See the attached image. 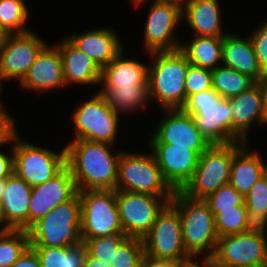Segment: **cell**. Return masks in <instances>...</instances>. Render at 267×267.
Returning <instances> with one entry per match:
<instances>
[{"label": "cell", "mask_w": 267, "mask_h": 267, "mask_svg": "<svg viewBox=\"0 0 267 267\" xmlns=\"http://www.w3.org/2000/svg\"><path fill=\"white\" fill-rule=\"evenodd\" d=\"M152 2L145 23L144 47L148 53L179 50L181 42L173 34L182 21V8L173 3Z\"/></svg>", "instance_id": "obj_13"}, {"label": "cell", "mask_w": 267, "mask_h": 267, "mask_svg": "<svg viewBox=\"0 0 267 267\" xmlns=\"http://www.w3.org/2000/svg\"><path fill=\"white\" fill-rule=\"evenodd\" d=\"M165 181L174 191H181L192 178L199 155L192 149L173 144H148Z\"/></svg>", "instance_id": "obj_17"}, {"label": "cell", "mask_w": 267, "mask_h": 267, "mask_svg": "<svg viewBox=\"0 0 267 267\" xmlns=\"http://www.w3.org/2000/svg\"><path fill=\"white\" fill-rule=\"evenodd\" d=\"M9 156L0 151V179H6L14 172L13 167V143Z\"/></svg>", "instance_id": "obj_44"}, {"label": "cell", "mask_w": 267, "mask_h": 267, "mask_svg": "<svg viewBox=\"0 0 267 267\" xmlns=\"http://www.w3.org/2000/svg\"><path fill=\"white\" fill-rule=\"evenodd\" d=\"M8 33L0 26V50L4 46Z\"/></svg>", "instance_id": "obj_51"}, {"label": "cell", "mask_w": 267, "mask_h": 267, "mask_svg": "<svg viewBox=\"0 0 267 267\" xmlns=\"http://www.w3.org/2000/svg\"><path fill=\"white\" fill-rule=\"evenodd\" d=\"M30 247L27 230L12 229L0 234V267H11Z\"/></svg>", "instance_id": "obj_34"}, {"label": "cell", "mask_w": 267, "mask_h": 267, "mask_svg": "<svg viewBox=\"0 0 267 267\" xmlns=\"http://www.w3.org/2000/svg\"><path fill=\"white\" fill-rule=\"evenodd\" d=\"M192 116L210 145L240 142L233 135V116L227 99L221 98L216 106L202 107Z\"/></svg>", "instance_id": "obj_19"}, {"label": "cell", "mask_w": 267, "mask_h": 267, "mask_svg": "<svg viewBox=\"0 0 267 267\" xmlns=\"http://www.w3.org/2000/svg\"><path fill=\"white\" fill-rule=\"evenodd\" d=\"M19 83L24 90L39 93L65 86L63 61L59 49L55 45H46Z\"/></svg>", "instance_id": "obj_18"}, {"label": "cell", "mask_w": 267, "mask_h": 267, "mask_svg": "<svg viewBox=\"0 0 267 267\" xmlns=\"http://www.w3.org/2000/svg\"><path fill=\"white\" fill-rule=\"evenodd\" d=\"M3 81V79L0 77V94H1V86H2V82ZM1 99V98H0ZM2 102H1V100H0V111H4V109H2L3 107H2V104H1Z\"/></svg>", "instance_id": "obj_54"}, {"label": "cell", "mask_w": 267, "mask_h": 267, "mask_svg": "<svg viewBox=\"0 0 267 267\" xmlns=\"http://www.w3.org/2000/svg\"><path fill=\"white\" fill-rule=\"evenodd\" d=\"M66 145V165L72 172L78 192L116 190L121 152L111 153L113 144L73 139Z\"/></svg>", "instance_id": "obj_1"}, {"label": "cell", "mask_w": 267, "mask_h": 267, "mask_svg": "<svg viewBox=\"0 0 267 267\" xmlns=\"http://www.w3.org/2000/svg\"><path fill=\"white\" fill-rule=\"evenodd\" d=\"M55 46L62 57L63 76L67 85H100L102 69L92 58L80 51L66 37Z\"/></svg>", "instance_id": "obj_22"}, {"label": "cell", "mask_w": 267, "mask_h": 267, "mask_svg": "<svg viewBox=\"0 0 267 267\" xmlns=\"http://www.w3.org/2000/svg\"><path fill=\"white\" fill-rule=\"evenodd\" d=\"M214 219L218 237L245 233L255 227L249 219L245 202L233 209L222 210Z\"/></svg>", "instance_id": "obj_32"}, {"label": "cell", "mask_w": 267, "mask_h": 267, "mask_svg": "<svg viewBox=\"0 0 267 267\" xmlns=\"http://www.w3.org/2000/svg\"><path fill=\"white\" fill-rule=\"evenodd\" d=\"M182 18L195 36L223 37L218 0H189L182 8ZM223 32V33H222ZM224 34V35H223Z\"/></svg>", "instance_id": "obj_25"}, {"label": "cell", "mask_w": 267, "mask_h": 267, "mask_svg": "<svg viewBox=\"0 0 267 267\" xmlns=\"http://www.w3.org/2000/svg\"><path fill=\"white\" fill-rule=\"evenodd\" d=\"M81 199V237L124 234L116 202V190H84Z\"/></svg>", "instance_id": "obj_7"}, {"label": "cell", "mask_w": 267, "mask_h": 267, "mask_svg": "<svg viewBox=\"0 0 267 267\" xmlns=\"http://www.w3.org/2000/svg\"><path fill=\"white\" fill-rule=\"evenodd\" d=\"M164 111L167 116L160 120L149 138V144L187 147L199 156L211 146L197 128L192 115L183 109H164Z\"/></svg>", "instance_id": "obj_14"}, {"label": "cell", "mask_w": 267, "mask_h": 267, "mask_svg": "<svg viewBox=\"0 0 267 267\" xmlns=\"http://www.w3.org/2000/svg\"><path fill=\"white\" fill-rule=\"evenodd\" d=\"M244 144L211 145L199 156L192 178L180 192L191 199L204 200L229 184L233 156Z\"/></svg>", "instance_id": "obj_5"}, {"label": "cell", "mask_w": 267, "mask_h": 267, "mask_svg": "<svg viewBox=\"0 0 267 267\" xmlns=\"http://www.w3.org/2000/svg\"><path fill=\"white\" fill-rule=\"evenodd\" d=\"M32 188L14 172L5 179V189L1 201L6 223L12 229L28 230Z\"/></svg>", "instance_id": "obj_23"}, {"label": "cell", "mask_w": 267, "mask_h": 267, "mask_svg": "<svg viewBox=\"0 0 267 267\" xmlns=\"http://www.w3.org/2000/svg\"><path fill=\"white\" fill-rule=\"evenodd\" d=\"M140 267H177L176 260L157 259L144 255Z\"/></svg>", "instance_id": "obj_45"}, {"label": "cell", "mask_w": 267, "mask_h": 267, "mask_svg": "<svg viewBox=\"0 0 267 267\" xmlns=\"http://www.w3.org/2000/svg\"><path fill=\"white\" fill-rule=\"evenodd\" d=\"M161 2L173 3L178 5L179 7L183 8L189 0H158Z\"/></svg>", "instance_id": "obj_50"}, {"label": "cell", "mask_w": 267, "mask_h": 267, "mask_svg": "<svg viewBox=\"0 0 267 267\" xmlns=\"http://www.w3.org/2000/svg\"><path fill=\"white\" fill-rule=\"evenodd\" d=\"M255 83L259 87L263 107L267 113V69L262 71L261 77Z\"/></svg>", "instance_id": "obj_47"}, {"label": "cell", "mask_w": 267, "mask_h": 267, "mask_svg": "<svg viewBox=\"0 0 267 267\" xmlns=\"http://www.w3.org/2000/svg\"><path fill=\"white\" fill-rule=\"evenodd\" d=\"M47 44L34 32L8 34L0 50V77L20 82Z\"/></svg>", "instance_id": "obj_15"}, {"label": "cell", "mask_w": 267, "mask_h": 267, "mask_svg": "<svg viewBox=\"0 0 267 267\" xmlns=\"http://www.w3.org/2000/svg\"><path fill=\"white\" fill-rule=\"evenodd\" d=\"M119 114L108 104L105 97L97 91L85 103H81L72 113L75 125V139L91 142H116L119 127ZM115 141V142H114Z\"/></svg>", "instance_id": "obj_9"}, {"label": "cell", "mask_w": 267, "mask_h": 267, "mask_svg": "<svg viewBox=\"0 0 267 267\" xmlns=\"http://www.w3.org/2000/svg\"><path fill=\"white\" fill-rule=\"evenodd\" d=\"M258 64L263 70L267 69V20L250 34Z\"/></svg>", "instance_id": "obj_41"}, {"label": "cell", "mask_w": 267, "mask_h": 267, "mask_svg": "<svg viewBox=\"0 0 267 267\" xmlns=\"http://www.w3.org/2000/svg\"><path fill=\"white\" fill-rule=\"evenodd\" d=\"M179 50L190 64L213 70L222 65L223 37L194 36L191 43L182 42Z\"/></svg>", "instance_id": "obj_28"}, {"label": "cell", "mask_w": 267, "mask_h": 267, "mask_svg": "<svg viewBox=\"0 0 267 267\" xmlns=\"http://www.w3.org/2000/svg\"><path fill=\"white\" fill-rule=\"evenodd\" d=\"M122 50L102 69L100 85L102 88L133 87L148 85V66L144 63L125 59Z\"/></svg>", "instance_id": "obj_26"}, {"label": "cell", "mask_w": 267, "mask_h": 267, "mask_svg": "<svg viewBox=\"0 0 267 267\" xmlns=\"http://www.w3.org/2000/svg\"><path fill=\"white\" fill-rule=\"evenodd\" d=\"M250 221L255 227L267 226V176L258 179L244 197Z\"/></svg>", "instance_id": "obj_35"}, {"label": "cell", "mask_w": 267, "mask_h": 267, "mask_svg": "<svg viewBox=\"0 0 267 267\" xmlns=\"http://www.w3.org/2000/svg\"><path fill=\"white\" fill-rule=\"evenodd\" d=\"M172 197L116 190V202L124 234L143 238Z\"/></svg>", "instance_id": "obj_11"}, {"label": "cell", "mask_w": 267, "mask_h": 267, "mask_svg": "<svg viewBox=\"0 0 267 267\" xmlns=\"http://www.w3.org/2000/svg\"><path fill=\"white\" fill-rule=\"evenodd\" d=\"M222 97L212 88L191 95L182 108L189 115H193L198 109L208 106H216Z\"/></svg>", "instance_id": "obj_40"}, {"label": "cell", "mask_w": 267, "mask_h": 267, "mask_svg": "<svg viewBox=\"0 0 267 267\" xmlns=\"http://www.w3.org/2000/svg\"><path fill=\"white\" fill-rule=\"evenodd\" d=\"M142 240L144 253L149 257L176 261L189 257L183 243L181 218L171 203L158 214Z\"/></svg>", "instance_id": "obj_12"}, {"label": "cell", "mask_w": 267, "mask_h": 267, "mask_svg": "<svg viewBox=\"0 0 267 267\" xmlns=\"http://www.w3.org/2000/svg\"><path fill=\"white\" fill-rule=\"evenodd\" d=\"M4 224H6V225H4ZM2 225H3V227H2ZM0 226L2 227L1 228L2 232L12 230V228L9 225H7V223H6L5 214H4V210H3V204H2L1 199H0Z\"/></svg>", "instance_id": "obj_49"}, {"label": "cell", "mask_w": 267, "mask_h": 267, "mask_svg": "<svg viewBox=\"0 0 267 267\" xmlns=\"http://www.w3.org/2000/svg\"><path fill=\"white\" fill-rule=\"evenodd\" d=\"M266 227L219 237L213 260L216 267H246L267 263Z\"/></svg>", "instance_id": "obj_10"}, {"label": "cell", "mask_w": 267, "mask_h": 267, "mask_svg": "<svg viewBox=\"0 0 267 267\" xmlns=\"http://www.w3.org/2000/svg\"><path fill=\"white\" fill-rule=\"evenodd\" d=\"M148 65L149 100L162 110L182 109L186 104L185 79L190 62L180 51L152 52Z\"/></svg>", "instance_id": "obj_2"}, {"label": "cell", "mask_w": 267, "mask_h": 267, "mask_svg": "<svg viewBox=\"0 0 267 267\" xmlns=\"http://www.w3.org/2000/svg\"><path fill=\"white\" fill-rule=\"evenodd\" d=\"M5 189V179H0V199H2Z\"/></svg>", "instance_id": "obj_52"}, {"label": "cell", "mask_w": 267, "mask_h": 267, "mask_svg": "<svg viewBox=\"0 0 267 267\" xmlns=\"http://www.w3.org/2000/svg\"><path fill=\"white\" fill-rule=\"evenodd\" d=\"M132 1V0H131ZM153 1H155V0H153ZM146 2V0H133L132 1V3H134V5H135V7L137 6H141L140 4H143V3H145Z\"/></svg>", "instance_id": "obj_53"}, {"label": "cell", "mask_w": 267, "mask_h": 267, "mask_svg": "<svg viewBox=\"0 0 267 267\" xmlns=\"http://www.w3.org/2000/svg\"><path fill=\"white\" fill-rule=\"evenodd\" d=\"M246 267H267V263L257 264V265H250V266H246Z\"/></svg>", "instance_id": "obj_55"}, {"label": "cell", "mask_w": 267, "mask_h": 267, "mask_svg": "<svg viewBox=\"0 0 267 267\" xmlns=\"http://www.w3.org/2000/svg\"><path fill=\"white\" fill-rule=\"evenodd\" d=\"M14 118L5 111H0V147L6 143H13L14 138L18 135L15 129Z\"/></svg>", "instance_id": "obj_42"}, {"label": "cell", "mask_w": 267, "mask_h": 267, "mask_svg": "<svg viewBox=\"0 0 267 267\" xmlns=\"http://www.w3.org/2000/svg\"><path fill=\"white\" fill-rule=\"evenodd\" d=\"M66 166V148L60 152L22 141L17 135L13 141L14 173L30 186L54 178Z\"/></svg>", "instance_id": "obj_8"}, {"label": "cell", "mask_w": 267, "mask_h": 267, "mask_svg": "<svg viewBox=\"0 0 267 267\" xmlns=\"http://www.w3.org/2000/svg\"><path fill=\"white\" fill-rule=\"evenodd\" d=\"M107 104L115 111L132 113L138 111L149 101L148 85H133V87L102 88L99 91Z\"/></svg>", "instance_id": "obj_29"}, {"label": "cell", "mask_w": 267, "mask_h": 267, "mask_svg": "<svg viewBox=\"0 0 267 267\" xmlns=\"http://www.w3.org/2000/svg\"><path fill=\"white\" fill-rule=\"evenodd\" d=\"M30 247L37 253L41 267H83L87 253L83 242L69 247Z\"/></svg>", "instance_id": "obj_30"}, {"label": "cell", "mask_w": 267, "mask_h": 267, "mask_svg": "<svg viewBox=\"0 0 267 267\" xmlns=\"http://www.w3.org/2000/svg\"><path fill=\"white\" fill-rule=\"evenodd\" d=\"M214 217L222 210L233 209L244 203V197L239 194L230 184L223 185L215 193L204 199Z\"/></svg>", "instance_id": "obj_38"}, {"label": "cell", "mask_w": 267, "mask_h": 267, "mask_svg": "<svg viewBox=\"0 0 267 267\" xmlns=\"http://www.w3.org/2000/svg\"><path fill=\"white\" fill-rule=\"evenodd\" d=\"M211 84L212 89L222 98L228 99L248 90L255 81L248 75L222 64L212 70Z\"/></svg>", "instance_id": "obj_31"}, {"label": "cell", "mask_w": 267, "mask_h": 267, "mask_svg": "<svg viewBox=\"0 0 267 267\" xmlns=\"http://www.w3.org/2000/svg\"><path fill=\"white\" fill-rule=\"evenodd\" d=\"M144 253L143 240L128 237L117 249L112 267H140Z\"/></svg>", "instance_id": "obj_37"}, {"label": "cell", "mask_w": 267, "mask_h": 267, "mask_svg": "<svg viewBox=\"0 0 267 267\" xmlns=\"http://www.w3.org/2000/svg\"><path fill=\"white\" fill-rule=\"evenodd\" d=\"M116 190L173 197L175 191L165 181L154 154L121 152Z\"/></svg>", "instance_id": "obj_6"}, {"label": "cell", "mask_w": 267, "mask_h": 267, "mask_svg": "<svg viewBox=\"0 0 267 267\" xmlns=\"http://www.w3.org/2000/svg\"><path fill=\"white\" fill-rule=\"evenodd\" d=\"M245 143L233 156L229 184L245 197L255 182L265 175V164L256 151H247Z\"/></svg>", "instance_id": "obj_27"}, {"label": "cell", "mask_w": 267, "mask_h": 267, "mask_svg": "<svg viewBox=\"0 0 267 267\" xmlns=\"http://www.w3.org/2000/svg\"><path fill=\"white\" fill-rule=\"evenodd\" d=\"M222 64L248 75L255 82L262 75L250 36L244 39L226 33L223 36Z\"/></svg>", "instance_id": "obj_24"}, {"label": "cell", "mask_w": 267, "mask_h": 267, "mask_svg": "<svg viewBox=\"0 0 267 267\" xmlns=\"http://www.w3.org/2000/svg\"><path fill=\"white\" fill-rule=\"evenodd\" d=\"M227 100L232 110L233 135L240 142L247 143V133L253 123L257 121L259 125L267 124V113L263 107L259 87L255 83L248 90Z\"/></svg>", "instance_id": "obj_20"}, {"label": "cell", "mask_w": 267, "mask_h": 267, "mask_svg": "<svg viewBox=\"0 0 267 267\" xmlns=\"http://www.w3.org/2000/svg\"><path fill=\"white\" fill-rule=\"evenodd\" d=\"M265 175L267 176V164L265 165Z\"/></svg>", "instance_id": "obj_56"}, {"label": "cell", "mask_w": 267, "mask_h": 267, "mask_svg": "<svg viewBox=\"0 0 267 267\" xmlns=\"http://www.w3.org/2000/svg\"><path fill=\"white\" fill-rule=\"evenodd\" d=\"M116 34L109 27H101L99 29L87 30L81 34H72L66 38L103 69L124 50Z\"/></svg>", "instance_id": "obj_21"}, {"label": "cell", "mask_w": 267, "mask_h": 267, "mask_svg": "<svg viewBox=\"0 0 267 267\" xmlns=\"http://www.w3.org/2000/svg\"><path fill=\"white\" fill-rule=\"evenodd\" d=\"M83 267H112V265L102 262L98 258H94L90 256L88 253H86L83 262Z\"/></svg>", "instance_id": "obj_48"}, {"label": "cell", "mask_w": 267, "mask_h": 267, "mask_svg": "<svg viewBox=\"0 0 267 267\" xmlns=\"http://www.w3.org/2000/svg\"><path fill=\"white\" fill-rule=\"evenodd\" d=\"M29 9L24 0H0V26L8 34L29 32Z\"/></svg>", "instance_id": "obj_33"}, {"label": "cell", "mask_w": 267, "mask_h": 267, "mask_svg": "<svg viewBox=\"0 0 267 267\" xmlns=\"http://www.w3.org/2000/svg\"><path fill=\"white\" fill-rule=\"evenodd\" d=\"M201 265L196 261V256H189L185 259L177 261V267H216L213 258L204 256ZM194 259V260H193Z\"/></svg>", "instance_id": "obj_46"}, {"label": "cell", "mask_w": 267, "mask_h": 267, "mask_svg": "<svg viewBox=\"0 0 267 267\" xmlns=\"http://www.w3.org/2000/svg\"><path fill=\"white\" fill-rule=\"evenodd\" d=\"M127 238L128 236L125 234H114L93 239H82V241L90 256L112 265L118 247Z\"/></svg>", "instance_id": "obj_36"}, {"label": "cell", "mask_w": 267, "mask_h": 267, "mask_svg": "<svg viewBox=\"0 0 267 267\" xmlns=\"http://www.w3.org/2000/svg\"><path fill=\"white\" fill-rule=\"evenodd\" d=\"M212 70L190 64L185 79L186 101L196 93L212 88Z\"/></svg>", "instance_id": "obj_39"}, {"label": "cell", "mask_w": 267, "mask_h": 267, "mask_svg": "<svg viewBox=\"0 0 267 267\" xmlns=\"http://www.w3.org/2000/svg\"><path fill=\"white\" fill-rule=\"evenodd\" d=\"M181 218L182 238L189 256H200L206 251L213 257L219 239L215 229L214 215L204 200H194L175 191L170 202Z\"/></svg>", "instance_id": "obj_3"}, {"label": "cell", "mask_w": 267, "mask_h": 267, "mask_svg": "<svg viewBox=\"0 0 267 267\" xmlns=\"http://www.w3.org/2000/svg\"><path fill=\"white\" fill-rule=\"evenodd\" d=\"M27 231L30 246L69 247L82 243L79 194L56 206Z\"/></svg>", "instance_id": "obj_4"}, {"label": "cell", "mask_w": 267, "mask_h": 267, "mask_svg": "<svg viewBox=\"0 0 267 267\" xmlns=\"http://www.w3.org/2000/svg\"><path fill=\"white\" fill-rule=\"evenodd\" d=\"M11 267H41L37 253L29 247Z\"/></svg>", "instance_id": "obj_43"}, {"label": "cell", "mask_w": 267, "mask_h": 267, "mask_svg": "<svg viewBox=\"0 0 267 267\" xmlns=\"http://www.w3.org/2000/svg\"><path fill=\"white\" fill-rule=\"evenodd\" d=\"M78 190L67 165L52 179L33 186L29 203L28 229L59 204L71 200Z\"/></svg>", "instance_id": "obj_16"}]
</instances>
